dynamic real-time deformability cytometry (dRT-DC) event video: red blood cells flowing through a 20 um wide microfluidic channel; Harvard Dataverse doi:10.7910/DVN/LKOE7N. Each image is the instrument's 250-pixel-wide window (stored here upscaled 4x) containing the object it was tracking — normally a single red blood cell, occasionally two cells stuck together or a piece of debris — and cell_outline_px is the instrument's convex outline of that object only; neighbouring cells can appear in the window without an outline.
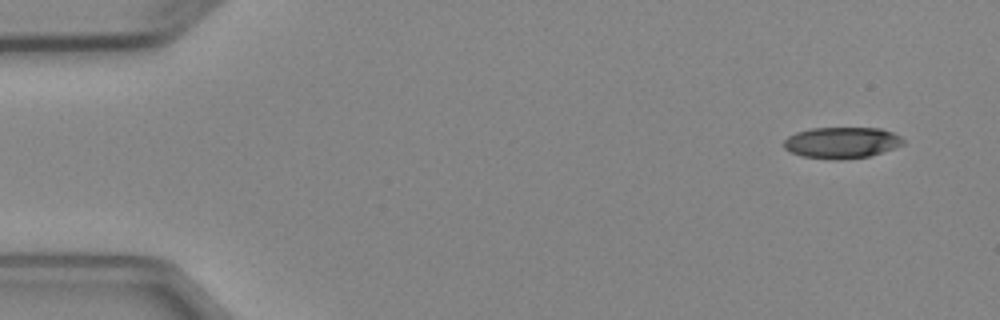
{"species": "Egyptian fruit bat (a non-hibernating species)", "species_latin": "Rousettus aegyptiacus", "temperature_condition": "cold", "stored_images_in_passage": 5, "camera_frame_rate_fps": 3000, "um_per_image_px": 0.085, "animal": {"sex": "female"}, "frame": {"image": 1, "passage_image": 1, "time_ms": 0.0, "image_size_px": [1000, 320], "cell_outline_px": [[904, 144], [868, 156], [840, 160], [836, 160], [800, 156], [784, 148], [784, 140], [788, 136], [796, 132], [812, 128], [880, 128], [892, 132], [900, 136], [904, 140]], "centroid_in_image_um": [71.52, 12.12], "position_along_channel_um": 13.5, "area_um2": 21.62}}
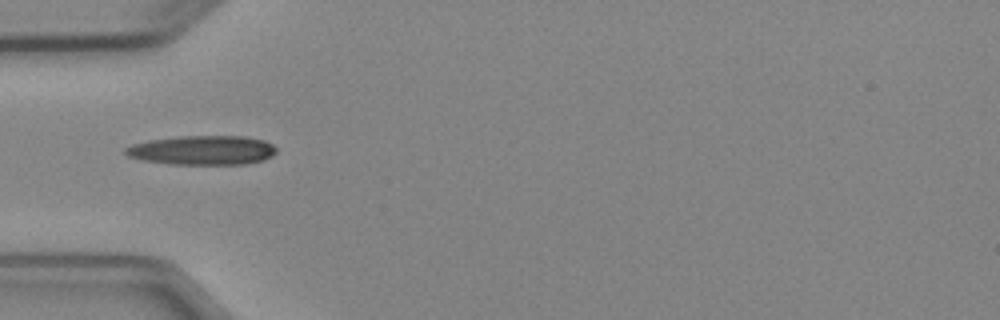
{"frame": {"image": 2, "passage_image": 4, "time_ms": 4.333, "image_size_px": [1000, 320], "cell_outline_px": [[276, 152], [272, 156], [264, 160], [244, 164], [172, 164], [144, 160], [128, 156], [124, 152], [124, 148], [132, 144], [148, 140], [180, 136], [244, 136], [264, 140], [272, 144], [276, 148]], "centroid_in_image_um": [17.21, 12.76], "position_along_channel_um": 67.8, "area_um2": 25.78}}